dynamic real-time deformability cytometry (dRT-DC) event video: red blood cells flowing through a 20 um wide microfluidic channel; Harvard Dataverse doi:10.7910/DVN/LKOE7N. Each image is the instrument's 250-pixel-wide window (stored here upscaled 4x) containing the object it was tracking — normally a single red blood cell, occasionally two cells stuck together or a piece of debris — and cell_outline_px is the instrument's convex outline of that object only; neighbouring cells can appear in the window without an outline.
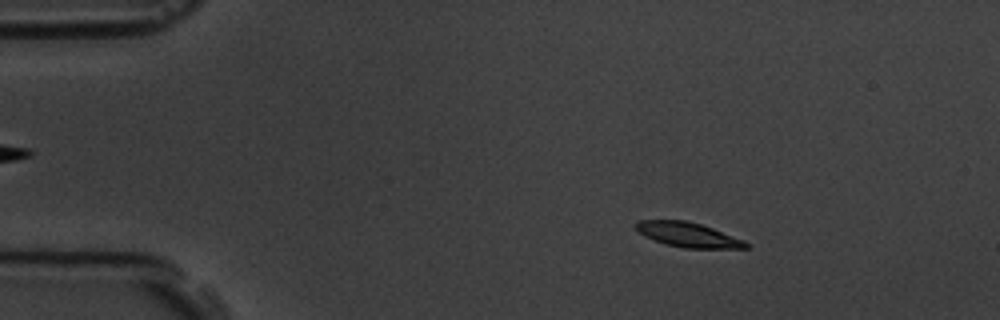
{"species": "common noctule bat (a hibernating species)", "species_latin": "Nyctalus noctula", "temperature_condition": "room temperature", "stored_images_in_passage": 4, "camera_frame_rate_fps": 3000, "um_per_image_px": 0.085, "animal": {"sex": "male", "body_mass_g": 19.5, "forearm_length_mm": 54.6}, "frame": {"image": 1, "passage_image": 2, "time_ms": 1.0, "image_size_px": [1000, 320], "cell_outline_px": [[752, 248], [684, 248], [664, 244], [644, 236], [632, 224], [636, 220], [688, 220], [712, 228], [744, 240]], "centroid_in_image_um": [58.45, 19.95], "position_along_channel_um": 26.6, "area_um2": 15.9}}